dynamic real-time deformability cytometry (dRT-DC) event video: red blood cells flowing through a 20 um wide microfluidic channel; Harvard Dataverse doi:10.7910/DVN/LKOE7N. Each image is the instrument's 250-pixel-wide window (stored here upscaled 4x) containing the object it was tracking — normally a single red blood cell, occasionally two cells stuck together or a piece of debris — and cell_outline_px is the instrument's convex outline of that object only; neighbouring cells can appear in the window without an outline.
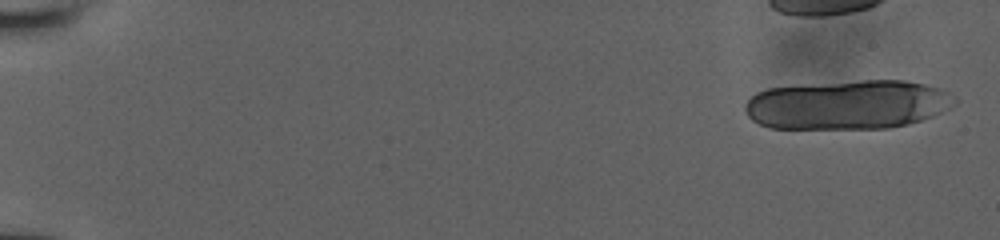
{"species": "human", "species_latin": "Homo sapiens", "temperature_condition": "room temperature", "stored_images_in_passage": 13, "camera_frame_rate_fps": 3000, "um_per_image_px": 0.085, "donor": {"sex": "male"}, "frame": {"image": 1, "passage_image": 1, "time_ms": 0.0, "image_size_px": [1000, 240], "cell_outline_px": [[956, 104], [932, 116], [908, 124], [888, 128], [768, 128], [752, 120], [744, 112], [744, 104], [756, 92], [768, 88], [864, 80], [904, 80], [924, 84], [940, 88], [948, 92], [956, 100]], "centroid_in_image_um": [72.03, 8.9], "position_along_channel_um": 13.0, "area_um2": 59.88}}